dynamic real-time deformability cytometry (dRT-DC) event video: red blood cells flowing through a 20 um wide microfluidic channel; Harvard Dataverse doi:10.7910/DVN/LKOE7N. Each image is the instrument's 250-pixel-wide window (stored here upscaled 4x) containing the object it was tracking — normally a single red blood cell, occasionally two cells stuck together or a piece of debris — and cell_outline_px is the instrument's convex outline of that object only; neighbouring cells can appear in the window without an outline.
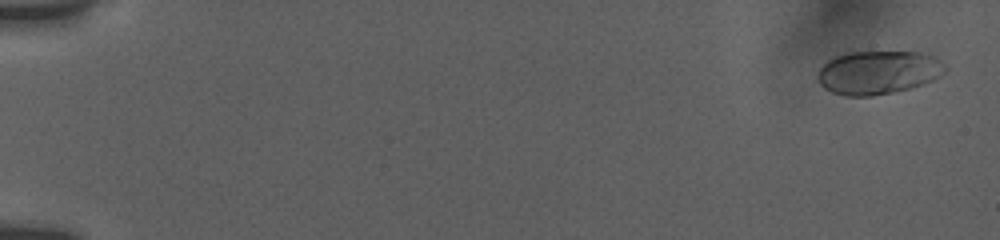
{"species": "human", "species_latin": "Homo sapiens", "temperature_condition": "room temperature", "stored_images_in_passage": 17, "camera_frame_rate_fps": 3000, "um_per_image_px": 0.085, "donor": {"sex": "female"}, "frame": {"image": 1, "passage_image": 1, "time_ms": 0.0, "image_size_px": [1000, 240], "cell_outline_px": [[948, 72], [932, 80], [908, 88], [892, 92], [872, 96], [844, 96], [832, 92], [824, 88], [820, 84], [820, 68], [828, 60], [836, 56], [848, 52], [916, 52], [936, 56], [948, 68]], "centroid_in_image_um": [74.69, 6.15], "position_along_channel_um": 10.3, "area_um2": 32.14}}
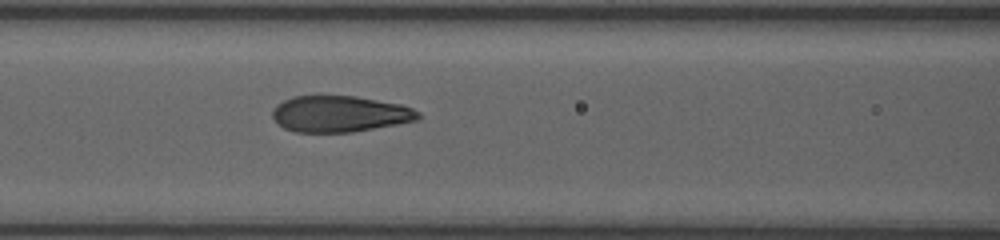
{"frame": {"image": 2, "passage_image": 11, "time_ms": 8.0, "image_size_px": [1000, 240], "cell_outline_px": [[420, 116], [416, 120], [396, 124], [352, 132], [296, 132], [284, 128], [276, 124], [272, 116], [272, 112], [276, 104], [292, 96], [356, 96], [400, 104], [412, 108], [420, 112]], "centroid_in_image_um": [28.84, 9.68], "position_along_channel_um": 137.8, "area_um2": 30.75}}
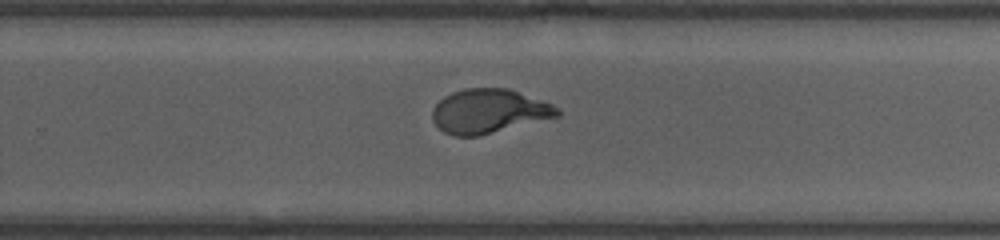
{"frame": {"image": 3, "passage_image": 17, "time_ms": 12.0, "image_size_px": [1000, 240], "cell_outline_px": [[560, 116], [476, 136], [452, 136], [444, 132], [432, 120], [432, 108], [444, 96], [452, 92], [464, 88], [508, 88], [552, 104], [560, 108]], "centroid_in_image_um": [41.54, 9.44], "position_along_channel_um": 288.3, "area_um2": 32.02}}